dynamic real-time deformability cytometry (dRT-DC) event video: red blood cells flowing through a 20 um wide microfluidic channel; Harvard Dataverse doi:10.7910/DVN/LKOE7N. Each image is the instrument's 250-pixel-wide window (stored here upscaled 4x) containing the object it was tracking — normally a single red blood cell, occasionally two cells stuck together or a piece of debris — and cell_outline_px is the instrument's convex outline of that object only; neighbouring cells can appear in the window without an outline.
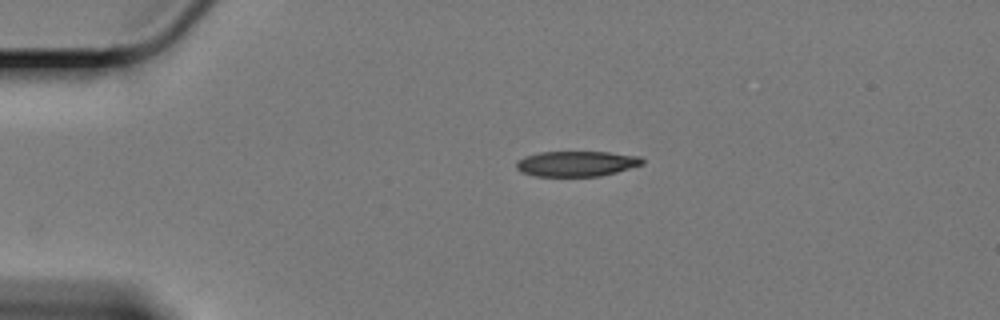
{"species": "Egyptian fruit bat (a non-hibernating species)", "species_latin": "Rousettus aegyptiacus", "temperature_condition": "cold", "stored_images_in_passage": 28, "camera_frame_rate_fps": 3000, "um_per_image_px": 0.085, "animal": {"sex": "female"}, "frame": {"image": 1, "passage_image": 1, "time_ms": 0.0, "image_size_px": [1000, 320], "cell_outline_px": [[644, 164], [616, 172], [600, 176], [536, 176], [520, 172], [516, 168], [516, 160], [524, 156], [540, 152], [608, 152], [640, 156], [644, 160]], "centroid_in_image_um": [48.99, 13.91], "position_along_channel_um": 36.0, "area_um2": 18.73}}
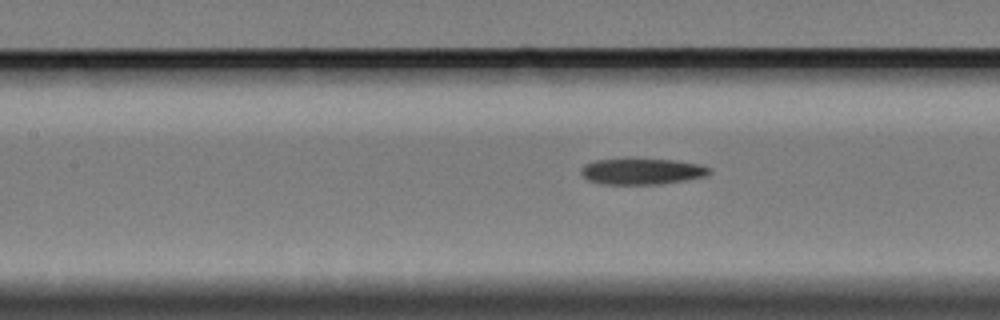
{"frame": {"image": 2, "passage_image": 15, "time_ms": 4.667, "image_size_px": [1000, 320], "cell_outline_px": [[712, 172], [704, 176], [684, 180], [660, 184], [600, 184], [588, 180], [580, 172], [584, 164], [596, 160], [628, 156], [676, 160], [700, 164], [712, 168]], "centroid_in_image_um": [54.54, 14.52], "position_along_channel_um": 152.9, "area_um2": 20.35}}
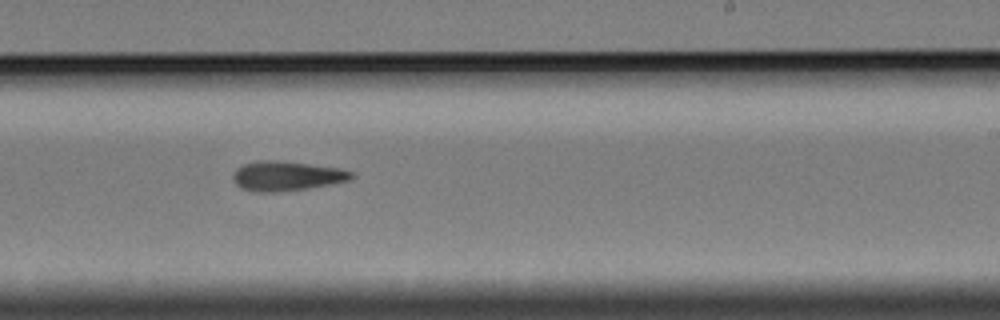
{"frame": {"image": 3, "passage_image": 25, "time_ms": 8.0, "image_size_px": [1000, 320], "cell_outline_px": [[356, 176], [352, 180], [304, 188], [276, 192], [256, 192], [240, 188], [236, 184], [232, 176], [236, 168], [244, 164], [260, 160], [276, 160], [340, 168], [356, 172]], "centroid_in_image_um": [24.38, 14.95], "position_along_channel_um": 264.6, "area_um2": 20.4}}